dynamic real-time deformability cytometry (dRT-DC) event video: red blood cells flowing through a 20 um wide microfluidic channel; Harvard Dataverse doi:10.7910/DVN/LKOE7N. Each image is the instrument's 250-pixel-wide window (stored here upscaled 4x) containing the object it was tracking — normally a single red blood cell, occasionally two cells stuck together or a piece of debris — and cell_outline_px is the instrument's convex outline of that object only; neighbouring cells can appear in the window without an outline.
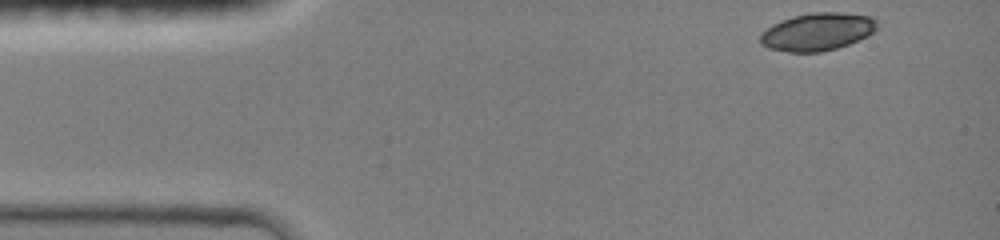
{"species": "common noctule bat (a hibernating species)", "species_latin": "Nyctalus noctula", "temperature_condition": "room temperature", "stored_images_in_passage": 4, "camera_frame_rate_fps": 3000, "um_per_image_px": 0.085, "animal": {"sex": "female", "body_mass_g": 19.0, "forearm_length_mm": 51.5}, "frame": {"image": 1, "passage_image": 1, "time_ms": 0.0, "image_size_px": [1000, 240], "cell_outline_px": [[880, 28], [868, 36], [848, 44], [836, 48], [820, 52], [788, 52], [768, 48], [760, 44], [760, 32], [772, 24], [808, 12], [836, 12], [872, 16], [880, 24]], "centroid_in_image_um": [69.51, 2.7], "position_along_channel_um": 15.5, "area_um2": 25.89}}
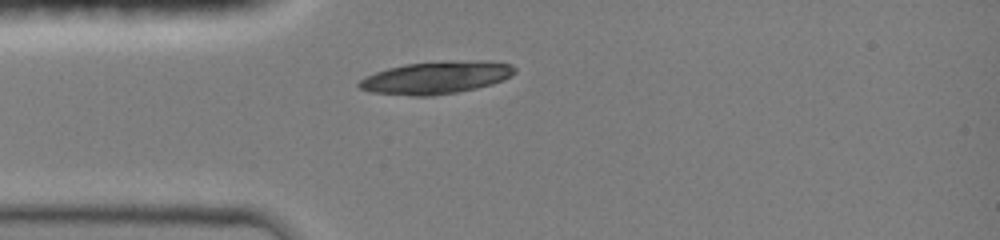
{"frame": {"image": 2, "passage_image": 4, "time_ms": 2.667, "image_size_px": [1000, 240], "cell_outline_px": [[516, 72], [512, 76], [492, 84], [476, 88], [456, 92], [432, 96], [412, 96], [372, 92], [360, 88], [356, 84], [360, 80], [376, 72], [388, 68], [404, 64], [444, 60], [488, 60], [512, 64], [516, 68]], "centroid_in_image_um": [37.13, 6.57], "position_along_channel_um": 47.9, "area_um2": 29.77}}